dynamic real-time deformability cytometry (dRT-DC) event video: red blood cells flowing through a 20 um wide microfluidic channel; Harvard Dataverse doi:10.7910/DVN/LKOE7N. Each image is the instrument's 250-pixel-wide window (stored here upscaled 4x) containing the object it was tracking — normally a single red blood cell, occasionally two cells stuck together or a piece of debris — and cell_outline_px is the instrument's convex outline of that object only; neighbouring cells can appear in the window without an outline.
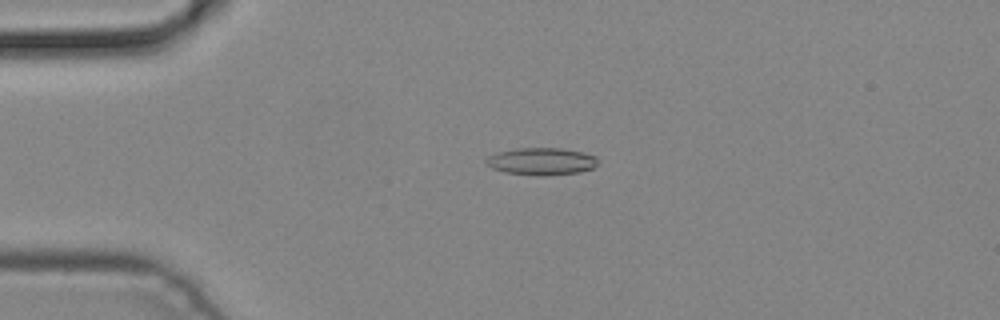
{"species": "common noctule bat (a hibernating species)", "species_latin": "Nyctalus noctula", "temperature_condition": "cold", "stored_images_in_passage": 3, "camera_frame_rate_fps": 3000, "um_per_image_px": 0.085, "animal": {"sex": "male", "body_mass_g": 19.2, "forearm_length_mm": 51.8}, "frame": {"image": 1, "passage_image": 3, "time_ms": 0.667, "image_size_px": [1000, 320], "cell_outline_px": [[600, 160], [596, 168], [580, 172], [548, 176], [536, 176], [504, 172], [492, 168], [484, 160], [488, 156], [496, 152], [516, 148], [560, 148], [584, 152], [596, 156]], "centroid_in_image_um": [46.07, 13.72], "position_along_channel_um": 38.9, "area_um2": 18.21}}